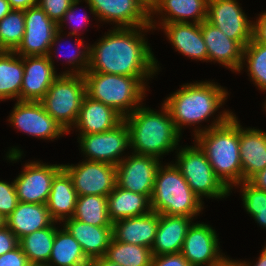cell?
Returning a JSON list of instances; mask_svg holds the SVG:
<instances>
[{
	"instance_id": "5",
	"label": "cell",
	"mask_w": 266,
	"mask_h": 266,
	"mask_svg": "<svg viewBox=\"0 0 266 266\" xmlns=\"http://www.w3.org/2000/svg\"><path fill=\"white\" fill-rule=\"evenodd\" d=\"M86 96L114 108L123 117L141 106L145 97V80L149 77H130L100 72L83 74Z\"/></svg>"
},
{
	"instance_id": "38",
	"label": "cell",
	"mask_w": 266,
	"mask_h": 266,
	"mask_svg": "<svg viewBox=\"0 0 266 266\" xmlns=\"http://www.w3.org/2000/svg\"><path fill=\"white\" fill-rule=\"evenodd\" d=\"M18 203L14 181L11 184L0 181V214L7 218L17 207Z\"/></svg>"
},
{
	"instance_id": "6",
	"label": "cell",
	"mask_w": 266,
	"mask_h": 266,
	"mask_svg": "<svg viewBox=\"0 0 266 266\" xmlns=\"http://www.w3.org/2000/svg\"><path fill=\"white\" fill-rule=\"evenodd\" d=\"M203 201L191 190L175 164L159 166L151 195V209L158 214L194 219L203 210Z\"/></svg>"
},
{
	"instance_id": "12",
	"label": "cell",
	"mask_w": 266,
	"mask_h": 266,
	"mask_svg": "<svg viewBox=\"0 0 266 266\" xmlns=\"http://www.w3.org/2000/svg\"><path fill=\"white\" fill-rule=\"evenodd\" d=\"M206 20L243 48L253 39V22L236 0H208Z\"/></svg>"
},
{
	"instance_id": "53",
	"label": "cell",
	"mask_w": 266,
	"mask_h": 266,
	"mask_svg": "<svg viewBox=\"0 0 266 266\" xmlns=\"http://www.w3.org/2000/svg\"><path fill=\"white\" fill-rule=\"evenodd\" d=\"M142 1L149 9L154 5L155 0H140Z\"/></svg>"
},
{
	"instance_id": "7",
	"label": "cell",
	"mask_w": 266,
	"mask_h": 266,
	"mask_svg": "<svg viewBox=\"0 0 266 266\" xmlns=\"http://www.w3.org/2000/svg\"><path fill=\"white\" fill-rule=\"evenodd\" d=\"M86 96L85 80L81 74H60L40 100L46 112L70 132L76 124Z\"/></svg>"
},
{
	"instance_id": "37",
	"label": "cell",
	"mask_w": 266,
	"mask_h": 266,
	"mask_svg": "<svg viewBox=\"0 0 266 266\" xmlns=\"http://www.w3.org/2000/svg\"><path fill=\"white\" fill-rule=\"evenodd\" d=\"M238 185H242V201L246 210L266 209V191L257 189L249 181H242L235 186Z\"/></svg>"
},
{
	"instance_id": "24",
	"label": "cell",
	"mask_w": 266,
	"mask_h": 266,
	"mask_svg": "<svg viewBox=\"0 0 266 266\" xmlns=\"http://www.w3.org/2000/svg\"><path fill=\"white\" fill-rule=\"evenodd\" d=\"M239 150L243 181H249L266 167V132L244 129L239 122Z\"/></svg>"
},
{
	"instance_id": "23",
	"label": "cell",
	"mask_w": 266,
	"mask_h": 266,
	"mask_svg": "<svg viewBox=\"0 0 266 266\" xmlns=\"http://www.w3.org/2000/svg\"><path fill=\"white\" fill-rule=\"evenodd\" d=\"M193 218L159 214V223L154 243L153 256L180 253Z\"/></svg>"
},
{
	"instance_id": "22",
	"label": "cell",
	"mask_w": 266,
	"mask_h": 266,
	"mask_svg": "<svg viewBox=\"0 0 266 266\" xmlns=\"http://www.w3.org/2000/svg\"><path fill=\"white\" fill-rule=\"evenodd\" d=\"M159 223V214H148L117 220L112 223V235L116 241L145 246L151 249Z\"/></svg>"
},
{
	"instance_id": "31",
	"label": "cell",
	"mask_w": 266,
	"mask_h": 266,
	"mask_svg": "<svg viewBox=\"0 0 266 266\" xmlns=\"http://www.w3.org/2000/svg\"><path fill=\"white\" fill-rule=\"evenodd\" d=\"M90 266L81 245L66 230L58 229L55 232V239L51 255L48 261L50 266Z\"/></svg>"
},
{
	"instance_id": "1",
	"label": "cell",
	"mask_w": 266,
	"mask_h": 266,
	"mask_svg": "<svg viewBox=\"0 0 266 266\" xmlns=\"http://www.w3.org/2000/svg\"><path fill=\"white\" fill-rule=\"evenodd\" d=\"M146 29L153 30L151 26L113 28L96 45L89 46L86 72L130 77H151L158 72V61L142 33Z\"/></svg>"
},
{
	"instance_id": "32",
	"label": "cell",
	"mask_w": 266,
	"mask_h": 266,
	"mask_svg": "<svg viewBox=\"0 0 266 266\" xmlns=\"http://www.w3.org/2000/svg\"><path fill=\"white\" fill-rule=\"evenodd\" d=\"M55 223L57 222L54 221L49 227L34 231L19 239V246L28 262L48 264L57 230Z\"/></svg>"
},
{
	"instance_id": "54",
	"label": "cell",
	"mask_w": 266,
	"mask_h": 266,
	"mask_svg": "<svg viewBox=\"0 0 266 266\" xmlns=\"http://www.w3.org/2000/svg\"><path fill=\"white\" fill-rule=\"evenodd\" d=\"M6 225V218L0 214V229Z\"/></svg>"
},
{
	"instance_id": "26",
	"label": "cell",
	"mask_w": 266,
	"mask_h": 266,
	"mask_svg": "<svg viewBox=\"0 0 266 266\" xmlns=\"http://www.w3.org/2000/svg\"><path fill=\"white\" fill-rule=\"evenodd\" d=\"M123 120L124 117L114 108L85 96L73 127H77L80 134L103 133L113 129Z\"/></svg>"
},
{
	"instance_id": "20",
	"label": "cell",
	"mask_w": 266,
	"mask_h": 266,
	"mask_svg": "<svg viewBox=\"0 0 266 266\" xmlns=\"http://www.w3.org/2000/svg\"><path fill=\"white\" fill-rule=\"evenodd\" d=\"M63 222V227L78 241L90 262L105 256L113 237L112 226H93L73 217Z\"/></svg>"
},
{
	"instance_id": "21",
	"label": "cell",
	"mask_w": 266,
	"mask_h": 266,
	"mask_svg": "<svg viewBox=\"0 0 266 266\" xmlns=\"http://www.w3.org/2000/svg\"><path fill=\"white\" fill-rule=\"evenodd\" d=\"M168 39L179 53L193 60L208 61L201 24L192 22L160 23Z\"/></svg>"
},
{
	"instance_id": "34",
	"label": "cell",
	"mask_w": 266,
	"mask_h": 266,
	"mask_svg": "<svg viewBox=\"0 0 266 266\" xmlns=\"http://www.w3.org/2000/svg\"><path fill=\"white\" fill-rule=\"evenodd\" d=\"M73 218L93 226H112L108 216L107 196H78Z\"/></svg>"
},
{
	"instance_id": "43",
	"label": "cell",
	"mask_w": 266,
	"mask_h": 266,
	"mask_svg": "<svg viewBox=\"0 0 266 266\" xmlns=\"http://www.w3.org/2000/svg\"><path fill=\"white\" fill-rule=\"evenodd\" d=\"M28 263L20 246L0 256V266H27Z\"/></svg>"
},
{
	"instance_id": "17",
	"label": "cell",
	"mask_w": 266,
	"mask_h": 266,
	"mask_svg": "<svg viewBox=\"0 0 266 266\" xmlns=\"http://www.w3.org/2000/svg\"><path fill=\"white\" fill-rule=\"evenodd\" d=\"M216 231L204 223H192L189 227L181 254L192 266H213L226 256L220 253Z\"/></svg>"
},
{
	"instance_id": "25",
	"label": "cell",
	"mask_w": 266,
	"mask_h": 266,
	"mask_svg": "<svg viewBox=\"0 0 266 266\" xmlns=\"http://www.w3.org/2000/svg\"><path fill=\"white\" fill-rule=\"evenodd\" d=\"M207 8L208 0H155L154 5L150 8V26L153 29L156 28L157 22L153 16L158 13L161 14L160 19H162L160 23H186L190 22L186 19L193 18L192 23L201 24L207 18Z\"/></svg>"
},
{
	"instance_id": "44",
	"label": "cell",
	"mask_w": 266,
	"mask_h": 266,
	"mask_svg": "<svg viewBox=\"0 0 266 266\" xmlns=\"http://www.w3.org/2000/svg\"><path fill=\"white\" fill-rule=\"evenodd\" d=\"M19 246V239L5 225L0 229V256L14 250Z\"/></svg>"
},
{
	"instance_id": "18",
	"label": "cell",
	"mask_w": 266,
	"mask_h": 266,
	"mask_svg": "<svg viewBox=\"0 0 266 266\" xmlns=\"http://www.w3.org/2000/svg\"><path fill=\"white\" fill-rule=\"evenodd\" d=\"M51 55L23 56L24 74L20 101H40L59 76Z\"/></svg>"
},
{
	"instance_id": "41",
	"label": "cell",
	"mask_w": 266,
	"mask_h": 266,
	"mask_svg": "<svg viewBox=\"0 0 266 266\" xmlns=\"http://www.w3.org/2000/svg\"><path fill=\"white\" fill-rule=\"evenodd\" d=\"M79 2H81V1L80 0H74L72 2V4L70 5V8L65 12L62 21L58 24V30H61L62 26H63V21L65 22L66 20H68V21L72 20V21L77 22V25H75V26L71 23L73 25V27H72L73 31L69 32L68 36H70V35L76 36L78 34V31H79L78 27H77V26H79L78 24L81 23L82 27H83V24L84 23L88 24V21H89L88 19H90L89 17H87L88 15H85V14L84 15L82 14V16L79 14H78L79 16L78 15L75 16V10H76L75 8H77L76 6L79 4Z\"/></svg>"
},
{
	"instance_id": "8",
	"label": "cell",
	"mask_w": 266,
	"mask_h": 266,
	"mask_svg": "<svg viewBox=\"0 0 266 266\" xmlns=\"http://www.w3.org/2000/svg\"><path fill=\"white\" fill-rule=\"evenodd\" d=\"M176 167L185 178L191 190L202 200V197L224 198L230 190L216 176L205 152L196 143L194 146L177 151Z\"/></svg>"
},
{
	"instance_id": "48",
	"label": "cell",
	"mask_w": 266,
	"mask_h": 266,
	"mask_svg": "<svg viewBox=\"0 0 266 266\" xmlns=\"http://www.w3.org/2000/svg\"><path fill=\"white\" fill-rule=\"evenodd\" d=\"M259 225L266 228V209L263 210H246Z\"/></svg>"
},
{
	"instance_id": "14",
	"label": "cell",
	"mask_w": 266,
	"mask_h": 266,
	"mask_svg": "<svg viewBox=\"0 0 266 266\" xmlns=\"http://www.w3.org/2000/svg\"><path fill=\"white\" fill-rule=\"evenodd\" d=\"M159 161L154 156L132 153L116 165V185L151 199Z\"/></svg>"
},
{
	"instance_id": "16",
	"label": "cell",
	"mask_w": 266,
	"mask_h": 266,
	"mask_svg": "<svg viewBox=\"0 0 266 266\" xmlns=\"http://www.w3.org/2000/svg\"><path fill=\"white\" fill-rule=\"evenodd\" d=\"M101 21L119 27L150 26V9L140 0H85Z\"/></svg>"
},
{
	"instance_id": "55",
	"label": "cell",
	"mask_w": 266,
	"mask_h": 266,
	"mask_svg": "<svg viewBox=\"0 0 266 266\" xmlns=\"http://www.w3.org/2000/svg\"><path fill=\"white\" fill-rule=\"evenodd\" d=\"M27 266H50L49 264L46 263H31L29 262Z\"/></svg>"
},
{
	"instance_id": "10",
	"label": "cell",
	"mask_w": 266,
	"mask_h": 266,
	"mask_svg": "<svg viewBox=\"0 0 266 266\" xmlns=\"http://www.w3.org/2000/svg\"><path fill=\"white\" fill-rule=\"evenodd\" d=\"M79 143L88 161L117 165L124 159L122 152L130 147L129 128L125 120L103 133L80 134ZM121 158V159H120Z\"/></svg>"
},
{
	"instance_id": "46",
	"label": "cell",
	"mask_w": 266,
	"mask_h": 266,
	"mask_svg": "<svg viewBox=\"0 0 266 266\" xmlns=\"http://www.w3.org/2000/svg\"><path fill=\"white\" fill-rule=\"evenodd\" d=\"M249 182L253 184L257 189L266 191V167L255 174Z\"/></svg>"
},
{
	"instance_id": "3",
	"label": "cell",
	"mask_w": 266,
	"mask_h": 266,
	"mask_svg": "<svg viewBox=\"0 0 266 266\" xmlns=\"http://www.w3.org/2000/svg\"><path fill=\"white\" fill-rule=\"evenodd\" d=\"M161 112L139 106L124 117L129 128L130 148L134 154L160 156L176 150L181 134L170 111L162 104Z\"/></svg>"
},
{
	"instance_id": "2",
	"label": "cell",
	"mask_w": 266,
	"mask_h": 266,
	"mask_svg": "<svg viewBox=\"0 0 266 266\" xmlns=\"http://www.w3.org/2000/svg\"><path fill=\"white\" fill-rule=\"evenodd\" d=\"M217 118L211 126L194 130V139L205 152L216 176L231 190L243 181L239 120L231 111H224Z\"/></svg>"
},
{
	"instance_id": "9",
	"label": "cell",
	"mask_w": 266,
	"mask_h": 266,
	"mask_svg": "<svg viewBox=\"0 0 266 266\" xmlns=\"http://www.w3.org/2000/svg\"><path fill=\"white\" fill-rule=\"evenodd\" d=\"M24 17L23 39L14 52L21 57L51 55L63 31L38 5L24 10Z\"/></svg>"
},
{
	"instance_id": "49",
	"label": "cell",
	"mask_w": 266,
	"mask_h": 266,
	"mask_svg": "<svg viewBox=\"0 0 266 266\" xmlns=\"http://www.w3.org/2000/svg\"><path fill=\"white\" fill-rule=\"evenodd\" d=\"M90 266H120L106 259L104 256L94 259L90 262Z\"/></svg>"
},
{
	"instance_id": "19",
	"label": "cell",
	"mask_w": 266,
	"mask_h": 266,
	"mask_svg": "<svg viewBox=\"0 0 266 266\" xmlns=\"http://www.w3.org/2000/svg\"><path fill=\"white\" fill-rule=\"evenodd\" d=\"M201 32L207 47L208 61H216L234 72H239L244 48L207 20L201 23Z\"/></svg>"
},
{
	"instance_id": "28",
	"label": "cell",
	"mask_w": 266,
	"mask_h": 266,
	"mask_svg": "<svg viewBox=\"0 0 266 266\" xmlns=\"http://www.w3.org/2000/svg\"><path fill=\"white\" fill-rule=\"evenodd\" d=\"M53 222L46 204L20 201L14 211L6 218V226L18 239L49 227Z\"/></svg>"
},
{
	"instance_id": "11",
	"label": "cell",
	"mask_w": 266,
	"mask_h": 266,
	"mask_svg": "<svg viewBox=\"0 0 266 266\" xmlns=\"http://www.w3.org/2000/svg\"><path fill=\"white\" fill-rule=\"evenodd\" d=\"M72 178L78 196H108L116 186V166L106 162L82 161L78 165H63Z\"/></svg>"
},
{
	"instance_id": "39",
	"label": "cell",
	"mask_w": 266,
	"mask_h": 266,
	"mask_svg": "<svg viewBox=\"0 0 266 266\" xmlns=\"http://www.w3.org/2000/svg\"><path fill=\"white\" fill-rule=\"evenodd\" d=\"M76 44H77V52L72 51L71 56L68 59L67 64H72L73 70L71 71L67 70V72H63V74H81L83 75L89 68V46L87 47H82L83 46V40L82 39H76ZM75 48V49H76ZM79 48V49H78ZM83 48V49H81ZM82 50V51H81ZM76 52V53H75ZM76 63V64H75Z\"/></svg>"
},
{
	"instance_id": "29",
	"label": "cell",
	"mask_w": 266,
	"mask_h": 266,
	"mask_svg": "<svg viewBox=\"0 0 266 266\" xmlns=\"http://www.w3.org/2000/svg\"><path fill=\"white\" fill-rule=\"evenodd\" d=\"M108 216L112 223L117 220L138 217L152 211L151 199L117 185L107 196Z\"/></svg>"
},
{
	"instance_id": "35",
	"label": "cell",
	"mask_w": 266,
	"mask_h": 266,
	"mask_svg": "<svg viewBox=\"0 0 266 266\" xmlns=\"http://www.w3.org/2000/svg\"><path fill=\"white\" fill-rule=\"evenodd\" d=\"M247 59V60H246ZM247 62L249 76L255 86L266 92V44L258 43L252 39L243 49L242 65Z\"/></svg>"
},
{
	"instance_id": "45",
	"label": "cell",
	"mask_w": 266,
	"mask_h": 266,
	"mask_svg": "<svg viewBox=\"0 0 266 266\" xmlns=\"http://www.w3.org/2000/svg\"><path fill=\"white\" fill-rule=\"evenodd\" d=\"M253 39L258 43L266 44V11L260 14L256 22H253Z\"/></svg>"
},
{
	"instance_id": "42",
	"label": "cell",
	"mask_w": 266,
	"mask_h": 266,
	"mask_svg": "<svg viewBox=\"0 0 266 266\" xmlns=\"http://www.w3.org/2000/svg\"><path fill=\"white\" fill-rule=\"evenodd\" d=\"M152 266H192L181 253L153 256Z\"/></svg>"
},
{
	"instance_id": "36",
	"label": "cell",
	"mask_w": 266,
	"mask_h": 266,
	"mask_svg": "<svg viewBox=\"0 0 266 266\" xmlns=\"http://www.w3.org/2000/svg\"><path fill=\"white\" fill-rule=\"evenodd\" d=\"M24 10L12 9L0 20V51H15L25 31Z\"/></svg>"
},
{
	"instance_id": "51",
	"label": "cell",
	"mask_w": 266,
	"mask_h": 266,
	"mask_svg": "<svg viewBox=\"0 0 266 266\" xmlns=\"http://www.w3.org/2000/svg\"><path fill=\"white\" fill-rule=\"evenodd\" d=\"M12 10L7 0H0V20Z\"/></svg>"
},
{
	"instance_id": "50",
	"label": "cell",
	"mask_w": 266,
	"mask_h": 266,
	"mask_svg": "<svg viewBox=\"0 0 266 266\" xmlns=\"http://www.w3.org/2000/svg\"><path fill=\"white\" fill-rule=\"evenodd\" d=\"M240 263L242 266H251L250 263H247L245 261H240ZM253 266H266V245L262 250L261 255L259 256V259L257 260L256 264Z\"/></svg>"
},
{
	"instance_id": "13",
	"label": "cell",
	"mask_w": 266,
	"mask_h": 266,
	"mask_svg": "<svg viewBox=\"0 0 266 266\" xmlns=\"http://www.w3.org/2000/svg\"><path fill=\"white\" fill-rule=\"evenodd\" d=\"M10 124L20 131L42 139H56L68 133L44 109L40 101H17L10 116Z\"/></svg>"
},
{
	"instance_id": "52",
	"label": "cell",
	"mask_w": 266,
	"mask_h": 266,
	"mask_svg": "<svg viewBox=\"0 0 266 266\" xmlns=\"http://www.w3.org/2000/svg\"><path fill=\"white\" fill-rule=\"evenodd\" d=\"M213 266H242L240 261L230 260L229 257H225L220 263Z\"/></svg>"
},
{
	"instance_id": "47",
	"label": "cell",
	"mask_w": 266,
	"mask_h": 266,
	"mask_svg": "<svg viewBox=\"0 0 266 266\" xmlns=\"http://www.w3.org/2000/svg\"><path fill=\"white\" fill-rule=\"evenodd\" d=\"M12 9L26 10L37 5V0H7Z\"/></svg>"
},
{
	"instance_id": "4",
	"label": "cell",
	"mask_w": 266,
	"mask_h": 266,
	"mask_svg": "<svg viewBox=\"0 0 266 266\" xmlns=\"http://www.w3.org/2000/svg\"><path fill=\"white\" fill-rule=\"evenodd\" d=\"M164 100L173 123L181 133L183 125H196L212 116L227 99L225 88L214 82L187 83ZM196 123V124H195Z\"/></svg>"
},
{
	"instance_id": "40",
	"label": "cell",
	"mask_w": 266,
	"mask_h": 266,
	"mask_svg": "<svg viewBox=\"0 0 266 266\" xmlns=\"http://www.w3.org/2000/svg\"><path fill=\"white\" fill-rule=\"evenodd\" d=\"M73 1L74 0H37V5L51 20L59 24Z\"/></svg>"
},
{
	"instance_id": "15",
	"label": "cell",
	"mask_w": 266,
	"mask_h": 266,
	"mask_svg": "<svg viewBox=\"0 0 266 266\" xmlns=\"http://www.w3.org/2000/svg\"><path fill=\"white\" fill-rule=\"evenodd\" d=\"M63 165L28 162L24 170L14 179L18 200L25 203L46 204L55 175Z\"/></svg>"
},
{
	"instance_id": "27",
	"label": "cell",
	"mask_w": 266,
	"mask_h": 266,
	"mask_svg": "<svg viewBox=\"0 0 266 266\" xmlns=\"http://www.w3.org/2000/svg\"><path fill=\"white\" fill-rule=\"evenodd\" d=\"M77 197L72 178L62 168L53 178L50 195L46 203L51 218L60 223L65 219L72 218Z\"/></svg>"
},
{
	"instance_id": "33",
	"label": "cell",
	"mask_w": 266,
	"mask_h": 266,
	"mask_svg": "<svg viewBox=\"0 0 266 266\" xmlns=\"http://www.w3.org/2000/svg\"><path fill=\"white\" fill-rule=\"evenodd\" d=\"M104 257L120 266H152L153 254L148 247L119 242L112 237Z\"/></svg>"
},
{
	"instance_id": "30",
	"label": "cell",
	"mask_w": 266,
	"mask_h": 266,
	"mask_svg": "<svg viewBox=\"0 0 266 266\" xmlns=\"http://www.w3.org/2000/svg\"><path fill=\"white\" fill-rule=\"evenodd\" d=\"M14 51H0V100L17 98L23 82V57Z\"/></svg>"
}]
</instances>
